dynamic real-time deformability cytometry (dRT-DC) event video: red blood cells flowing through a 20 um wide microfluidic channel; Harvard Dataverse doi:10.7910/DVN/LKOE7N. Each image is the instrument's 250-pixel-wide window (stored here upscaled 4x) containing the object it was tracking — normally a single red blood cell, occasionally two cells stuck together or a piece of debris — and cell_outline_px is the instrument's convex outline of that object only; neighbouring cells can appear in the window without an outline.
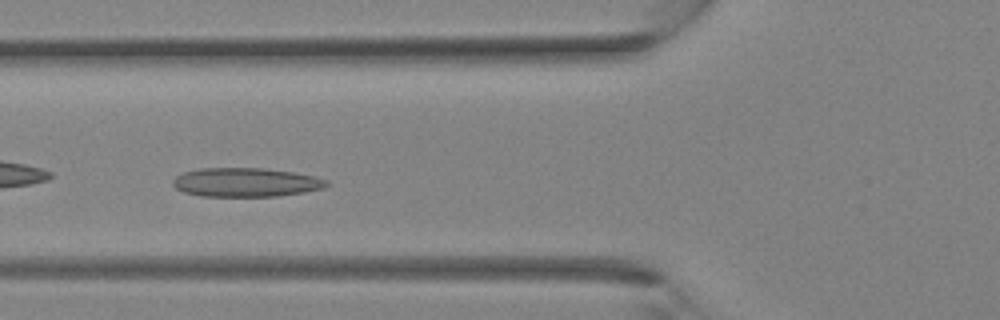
{"species": "Egyptian fruit bat (a non-hibernating species)", "species_latin": "Rousettus aegyptiacus", "temperature_condition": "room temperature", "stored_images_in_passage": 37, "camera_frame_rate_fps": 3000, "um_per_image_px": 0.085, "animal": {"sex": "female"}, "frame": {"image": 1, "passage_image": 15, "time_ms": 4.667, "image_size_px": [1000, 320], "cell_outline_px": [[328, 184], [324, 188], [304, 192], [276, 196], [200, 196], [184, 192], [176, 188], [172, 184], [172, 180], [176, 176], [184, 172], [200, 168], [264, 168], [292, 172], [312, 176], [328, 180]], "centroid_in_image_um": [20.87, 15.5], "position_along_channel_um": 104.9, "area_um2": 25.84}}
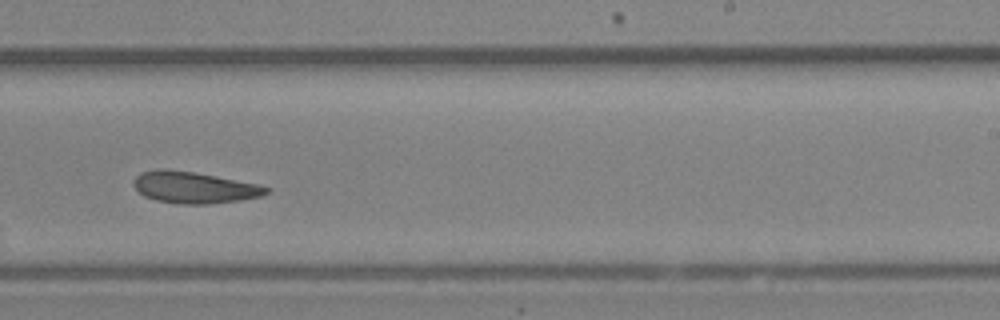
{"frame": {"image": 2, "passage_image": 24, "time_ms": 7.667, "image_size_px": [1000, 320], "cell_outline_px": [[268, 192], [260, 196], [236, 200], [208, 204], [180, 204], [156, 200], [144, 196], [132, 184], [132, 180], [140, 172], [156, 168], [168, 168], [192, 172], [256, 184], [268, 188]], "centroid_in_image_um": [16.39, 15.92], "position_along_channel_um": 272.6, "area_um2": 24.04}}
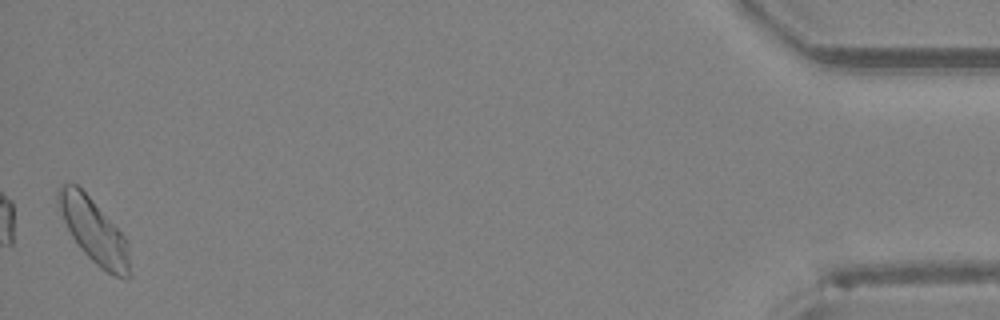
{"frame": {"image": 3, "passage_image": 37, "time_ms": 12.0, "image_size_px": [1000, 320], "cell_outline_px": [[132, 276], [112, 276], [100, 268], [80, 248], [72, 236], [64, 220], [56, 196], [56, 188], [60, 184], [76, 184], [92, 200], [124, 236]], "centroid_in_image_um": [7.95, 19.62], "position_along_channel_um": 427.2, "area_um2": 25.89}}